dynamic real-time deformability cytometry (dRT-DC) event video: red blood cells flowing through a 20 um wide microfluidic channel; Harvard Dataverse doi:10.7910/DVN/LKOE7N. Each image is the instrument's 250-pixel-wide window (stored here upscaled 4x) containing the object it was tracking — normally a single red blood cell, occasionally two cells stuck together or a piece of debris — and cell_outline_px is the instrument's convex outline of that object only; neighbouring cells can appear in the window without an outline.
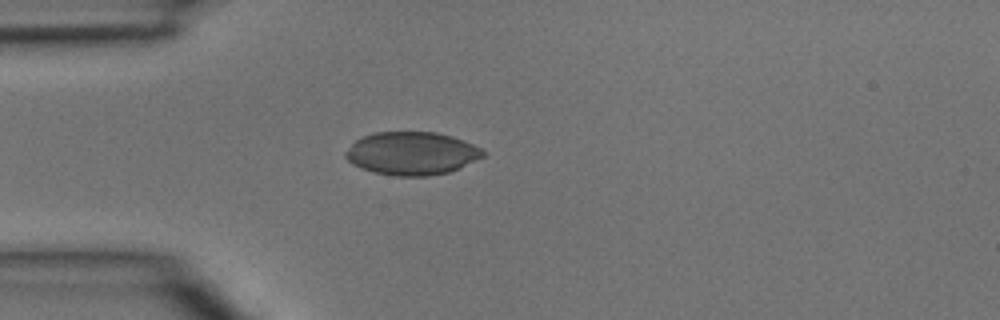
{"species": "common noctule bat (a hibernating species)", "species_latin": "Nyctalus noctula", "temperature_condition": "room temperature", "stored_images_in_passage": 1, "camera_frame_rate_fps": 3000, "um_per_image_px": 0.085, "animal": {"sex": "male", "body_mass_g": 15.6}, "frame": {"image": 1, "passage_image": 1, "time_ms": 0.0, "image_size_px": [1000, 320], "cell_outline_px": [[484, 156], [460, 168], [448, 172], [428, 176], [392, 176], [376, 172], [352, 164], [344, 156], [344, 152], [360, 136], [376, 132], [436, 132], [452, 136], [464, 140], [480, 148], [484, 152]], "centroid_in_image_um": [34.99, 13.03], "position_along_channel_um": 50.0, "area_um2": 34.45}}